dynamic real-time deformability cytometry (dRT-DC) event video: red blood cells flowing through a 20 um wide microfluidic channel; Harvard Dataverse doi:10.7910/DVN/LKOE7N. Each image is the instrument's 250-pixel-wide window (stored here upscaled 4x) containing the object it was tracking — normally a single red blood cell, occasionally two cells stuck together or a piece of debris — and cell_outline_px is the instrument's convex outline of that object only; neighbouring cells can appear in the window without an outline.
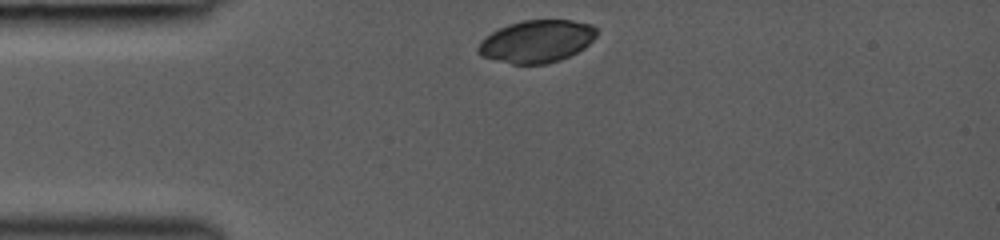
{"species": "common noctule bat (a hibernating species)", "species_latin": "Nyctalus noctula", "temperature_condition": "room temperature", "stored_images_in_passage": 2, "camera_frame_rate_fps": 3000, "um_per_image_px": 0.085, "animal": {"sex": "female", "body_mass_g": 19.0, "forearm_length_mm": 53.3}, "frame": {"image": 1, "passage_image": 1, "time_ms": 0.0, "image_size_px": [1000, 240], "cell_outline_px": [[600, 32], [584, 48], [560, 60], [548, 64], [512, 64], [480, 56], [476, 52], [476, 48], [480, 40], [492, 32], [508, 24], [524, 20], [572, 20], [592, 24]], "centroid_in_image_um": [45.61, 3.51], "position_along_channel_um": 39.4, "area_um2": 29.54}}